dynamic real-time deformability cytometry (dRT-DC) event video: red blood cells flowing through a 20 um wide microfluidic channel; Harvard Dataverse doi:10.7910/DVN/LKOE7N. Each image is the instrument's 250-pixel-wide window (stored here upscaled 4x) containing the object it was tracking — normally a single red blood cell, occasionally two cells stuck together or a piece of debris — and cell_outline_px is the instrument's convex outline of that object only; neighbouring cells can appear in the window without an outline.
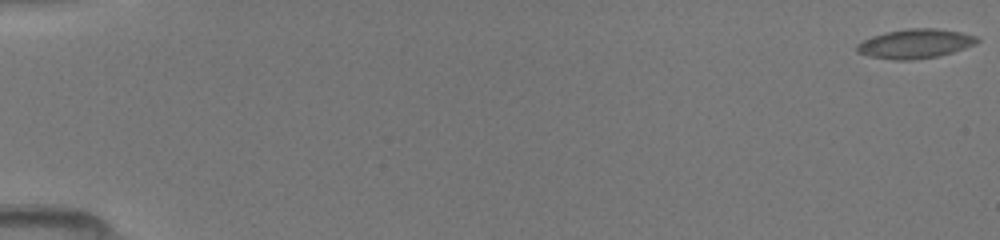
{"species": "common noctule bat (a hibernating species)", "species_latin": "Nyctalus noctula", "temperature_condition": "room temperature", "stored_images_in_passage": 47, "camera_frame_rate_fps": 3000, "um_per_image_px": 0.085, "animal": {"sex": "female", "body_mass_g": 19.5, "forearm_length_mm": 54.1}, "frame": {"image": 1, "passage_image": 1, "time_ms": 0.0, "image_size_px": [1000, 240], "cell_outline_px": [[980, 40], [976, 44], [952, 52], [936, 56], [908, 60], [896, 60], [872, 56], [856, 52], [856, 44], [872, 36], [888, 32], [908, 28], [936, 28], [960, 32], [976, 36]], "centroid_in_image_um": [77.8, 3.7], "position_along_channel_um": 7.2, "area_um2": 20.23}}
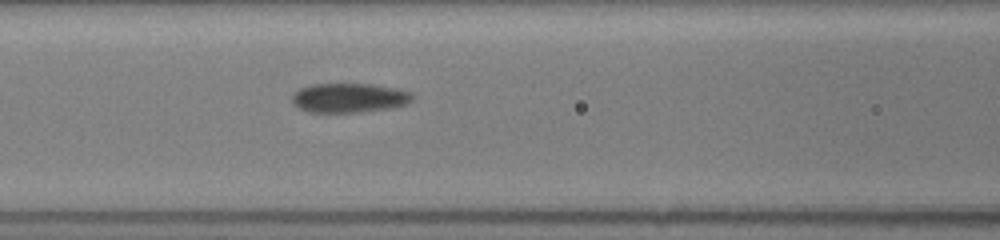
{"frame": {"image": 2, "passage_image": 23, "time_ms": 7.333, "image_size_px": [1000, 240], "cell_outline_px": [[412, 100], [408, 104], [388, 108], [360, 112], [308, 112], [292, 104], [292, 96], [300, 88], [312, 84], [372, 84], [412, 92]], "centroid_in_image_um": [29.66, 8.32], "position_along_channel_um": 136.9, "area_um2": 20.46}}
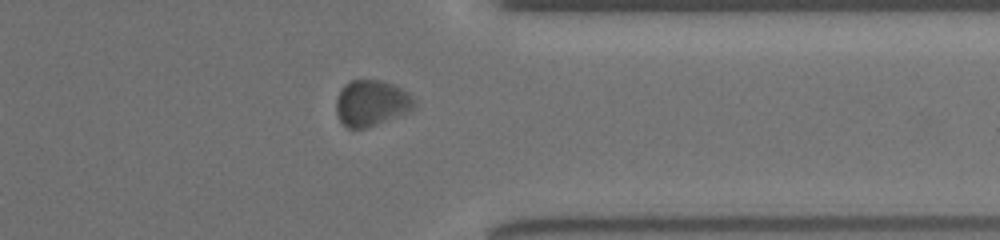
{"frame": {"image": 3, "passage_image": 41, "time_ms": 13.333, "image_size_px": [1000, 240], "cell_outline_px": [[416, 104], [412, 112], [368, 128], [348, 128], [340, 120], [336, 112], [336, 100], [340, 88], [348, 80], [380, 80], [392, 84], [408, 92], [412, 96]], "centroid_in_image_um": [31.59, 8.77], "position_along_channel_um": 379.8, "area_um2": 21.33}}